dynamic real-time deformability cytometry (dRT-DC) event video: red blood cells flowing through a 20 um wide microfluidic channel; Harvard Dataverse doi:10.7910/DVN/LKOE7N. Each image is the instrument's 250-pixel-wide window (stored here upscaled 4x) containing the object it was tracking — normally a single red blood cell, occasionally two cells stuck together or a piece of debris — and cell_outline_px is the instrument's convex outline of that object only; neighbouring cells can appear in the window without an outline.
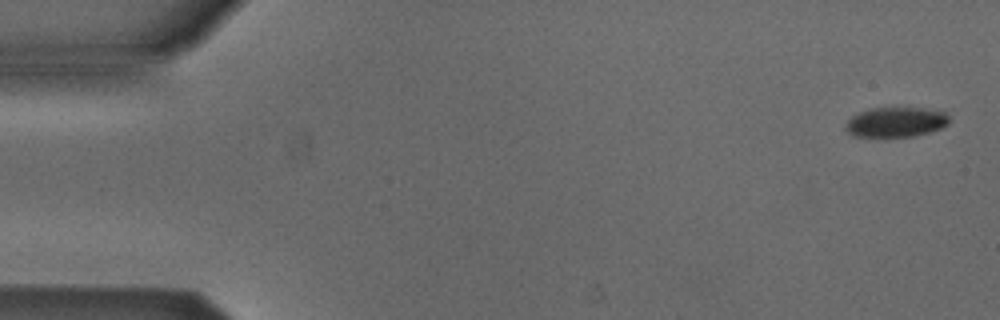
{"species": "Egyptian fruit bat (a non-hibernating species)", "species_latin": "Rousettus aegyptiacus", "temperature_condition": "cold", "stored_images_in_passage": 4, "camera_frame_rate_fps": 3000, "um_per_image_px": 0.085, "animal": {"sex": "male"}, "frame": {"image": 1, "passage_image": 1, "time_ms": 0.0, "image_size_px": [1000, 320], "cell_outline_px": [[948, 124], [940, 128], [928, 132], [912, 136], [852, 136], [844, 128], [848, 120], [852, 116], [868, 108], [924, 108], [948, 112]], "centroid_in_image_um": [76.14, 10.36], "position_along_channel_um": 8.9, "area_um2": 17.92}}